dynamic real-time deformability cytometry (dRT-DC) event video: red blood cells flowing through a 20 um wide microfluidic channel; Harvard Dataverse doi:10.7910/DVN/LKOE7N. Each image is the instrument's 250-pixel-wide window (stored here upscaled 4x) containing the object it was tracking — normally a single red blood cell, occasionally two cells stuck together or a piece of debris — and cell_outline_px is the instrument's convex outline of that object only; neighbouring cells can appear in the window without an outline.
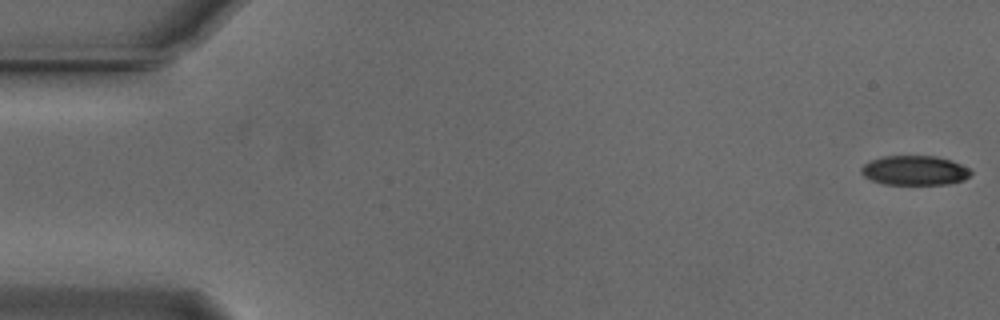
{"species": "Egyptian fruit bat (a non-hibernating species)", "species_latin": "Rousettus aegyptiacus", "temperature_condition": "cold", "stored_images_in_passage": 55, "camera_frame_rate_fps": 3000, "um_per_image_px": 0.085, "animal": {"sex": "male"}, "frame": {"image": 1, "passage_image": 1, "time_ms": 0.0, "image_size_px": [1000, 320], "cell_outline_px": [[972, 172], [964, 180], [948, 184], [884, 184], [872, 180], [864, 176], [860, 172], [860, 168], [868, 160], [880, 156], [936, 156], [952, 160], [968, 168]], "centroid_in_image_um": [77.71, 14.47], "position_along_channel_um": 7.3, "area_um2": 18.96}}
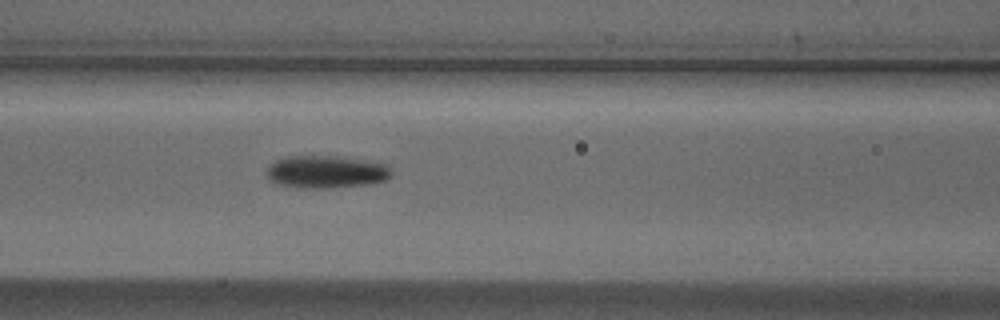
{"frame": {"image": 2, "passage_image": 23, "time_ms": 7.333, "image_size_px": [1000, 320], "cell_outline_px": [[392, 176], [384, 180], [368, 184], [324, 188], [308, 188], [276, 184], [268, 176], [268, 168], [276, 160], [288, 156], [340, 156], [388, 164], [392, 168]], "centroid_in_image_um": [27.78, 14.59], "position_along_channel_um": 138.8, "area_um2": 23.52}}
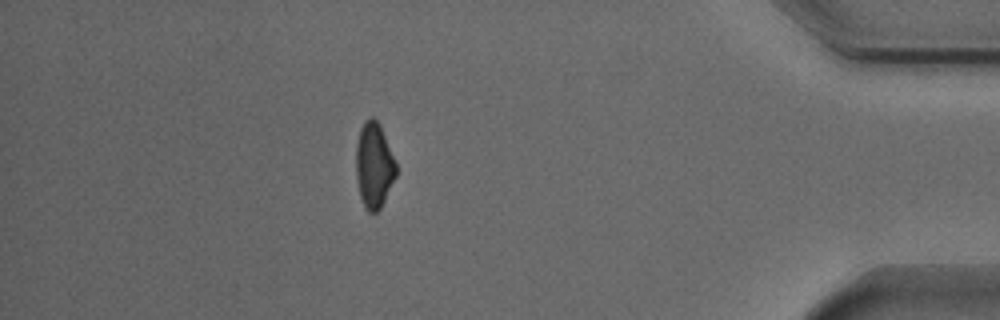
{"frame": {"image": 3, "passage_image": 48, "time_ms": 15.667, "image_size_px": [1000, 320], "cell_outline_px": [[396, 176], [380, 208], [376, 212], [368, 212], [364, 208], [360, 196], [356, 176], [356, 144], [360, 128], [364, 120], [372, 116], [380, 124], [396, 164]], "centroid_in_image_um": [31.77, 14.04], "position_along_channel_um": 403.4, "area_um2": 19.88}, "authors_computed_cell_mechanics": {"area_um2": 21.1548, "velocity_mm_per_s": 3.7494, "shape_relaxation_time_tau1_ms": 3.3307, "shape_relaxation_time_tau2_ms": null, "deformation_change_tau1": 0.1183, "deformation_change_tau2": null}}